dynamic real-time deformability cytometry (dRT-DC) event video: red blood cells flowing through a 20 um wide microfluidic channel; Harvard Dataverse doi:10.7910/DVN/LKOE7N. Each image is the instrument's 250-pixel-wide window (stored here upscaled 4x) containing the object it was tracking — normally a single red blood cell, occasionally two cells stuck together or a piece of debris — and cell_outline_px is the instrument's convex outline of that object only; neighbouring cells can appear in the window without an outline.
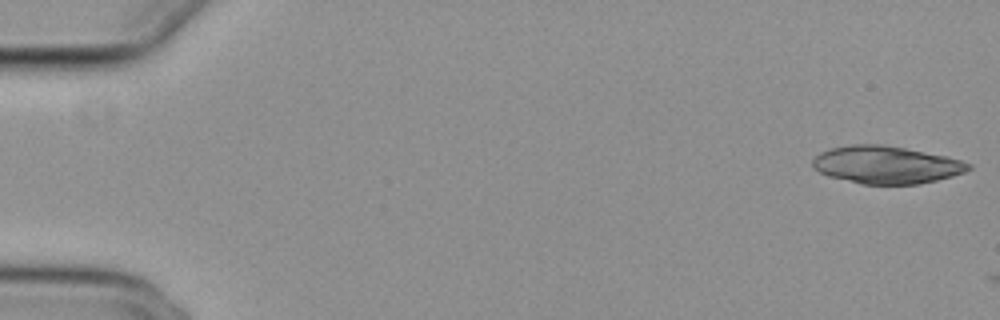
{"species": "common noctule bat (a hibernating species)", "species_latin": "Nyctalus noctula", "temperature_condition": "cold", "stored_images_in_passage": 3, "camera_frame_rate_fps": 3000, "um_per_image_px": 0.085, "animal": {"sex": "female", "body_mass_g": 29.2, "forearm_length_mm": 56.3}, "frame": {"image": 1, "passage_image": 1, "time_ms": 0.0, "image_size_px": [1000, 320], "cell_outline_px": [[972, 168], [964, 172], [952, 176], [920, 184], [860, 184], [828, 176], [812, 168], [812, 160], [820, 152], [832, 148], [852, 144], [880, 144], [904, 148], [948, 156], [972, 164]], "centroid_in_image_um": [75.32, 14.01], "position_along_channel_um": 9.7, "area_um2": 34.16}}